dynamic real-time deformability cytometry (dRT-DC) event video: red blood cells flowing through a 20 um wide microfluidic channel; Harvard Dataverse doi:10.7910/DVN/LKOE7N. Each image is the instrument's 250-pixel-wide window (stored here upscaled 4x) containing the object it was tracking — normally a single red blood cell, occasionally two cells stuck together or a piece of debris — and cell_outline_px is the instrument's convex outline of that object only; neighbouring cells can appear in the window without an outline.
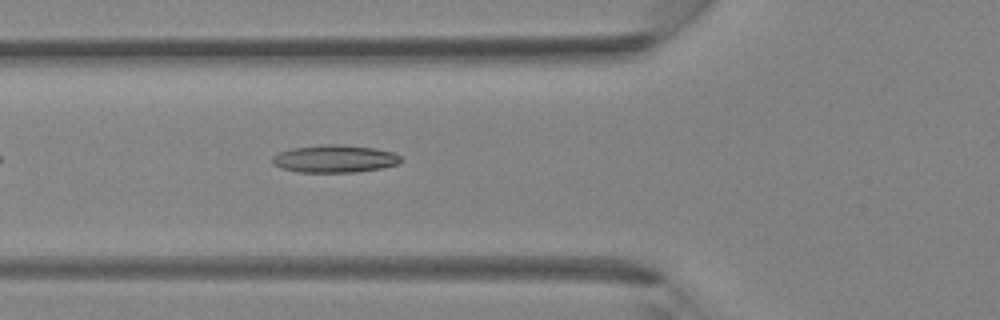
{"species": "Egyptian fruit bat (a non-hibernating species)", "species_latin": "Rousettus aegyptiacus", "temperature_condition": "room temperature", "stored_images_in_passage": 32, "camera_frame_rate_fps": 3000, "um_per_image_px": 0.085, "animal": {"sex": "female"}, "frame": {"image": 1, "passage_image": 6, "time_ms": 1.667, "image_size_px": [1000, 320], "cell_outline_px": [[404, 160], [400, 164], [384, 168], [356, 172], [296, 172], [280, 168], [272, 164], [272, 156], [280, 152], [292, 148], [324, 144], [332, 144], [376, 148], [392, 152], [400, 156]], "centroid_in_image_um": [28.47, 13.5], "position_along_channel_um": 97.3, "area_um2": 20.87}}
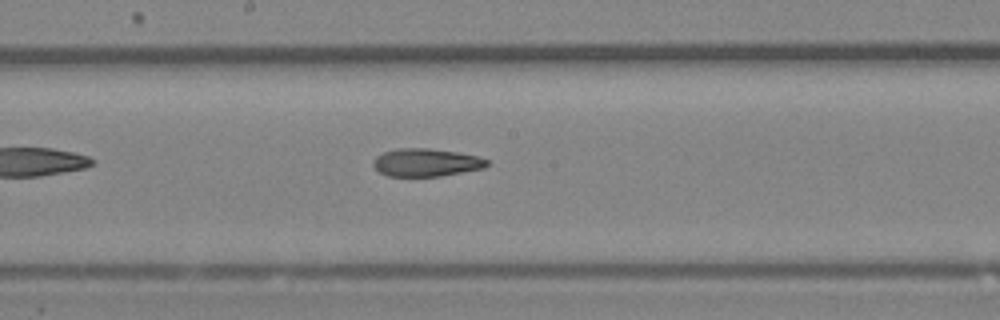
{"frame": {"image": 2, "passage_image": 13, "time_ms": 4.0, "image_size_px": [1000, 320], "cell_outline_px": [[488, 164], [484, 168], [440, 176], [388, 176], [380, 172], [372, 164], [372, 160], [376, 156], [384, 152], [396, 148], [428, 148], [456, 152], [476, 156], [488, 160]], "centroid_in_image_um": [36.19, 13.81], "position_along_channel_um": 212.0, "area_um2": 18.38}}
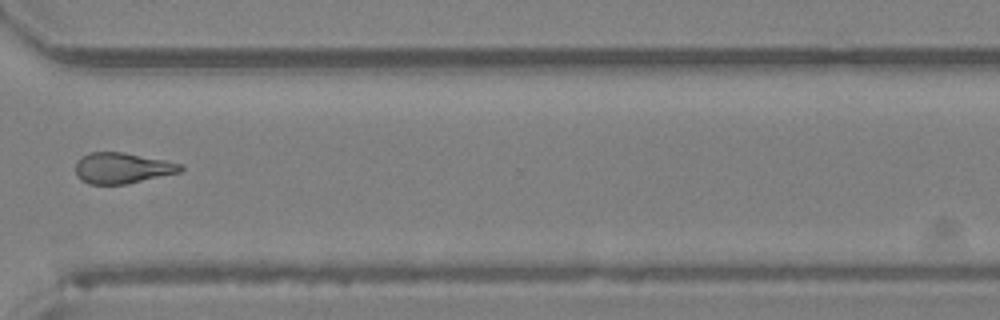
{"frame": {"image": 3, "passage_image": 22, "time_ms": 7.0, "image_size_px": [1000, 320], "cell_outline_px": [[184, 168], [180, 172], [124, 184], [88, 184], [80, 180], [76, 176], [76, 160], [80, 156], [88, 152], [124, 152], [184, 164]], "centroid_in_image_um": [10.35, 14.27], "position_along_channel_um": 360.3, "area_um2": 18.96}}